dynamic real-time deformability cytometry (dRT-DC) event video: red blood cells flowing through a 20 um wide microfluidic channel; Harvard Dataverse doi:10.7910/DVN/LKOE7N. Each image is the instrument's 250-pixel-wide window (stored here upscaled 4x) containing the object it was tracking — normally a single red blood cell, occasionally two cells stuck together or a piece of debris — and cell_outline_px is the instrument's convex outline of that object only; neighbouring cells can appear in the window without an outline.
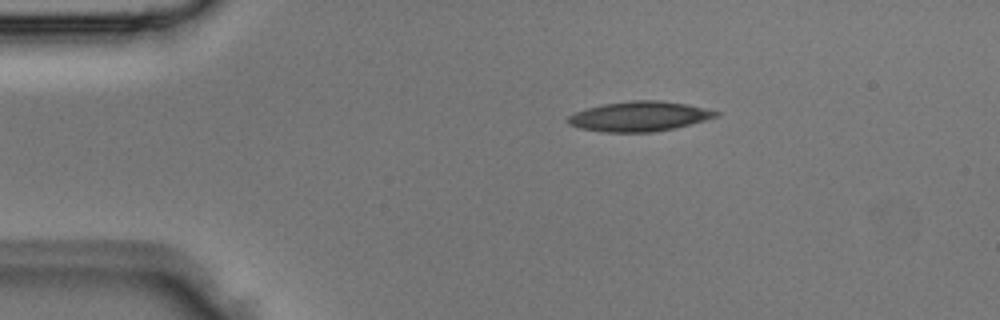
{"species": "Egyptian fruit bat (a non-hibernating species)", "species_latin": "Rousettus aegyptiacus", "temperature_condition": "room temperature", "stored_images_in_passage": 3, "segment_of_instrument_passage": [1, 2], "camera_frame_rate_fps": 3000, "um_per_image_px": 0.085, "animal": {"sex": "male"}, "frame": {"image": 1, "passage_image": 1, "time_ms": 0.0, "image_size_px": [1000, 320], "cell_outline_px": [[720, 112], [716, 116], [692, 124], [676, 128], [652, 132], [600, 132], [580, 128], [568, 124], [564, 120], [568, 116], [576, 112], [588, 108], [604, 104], [632, 100], [660, 100], [688, 104]], "centroid_in_image_um": [54.31, 9.9], "position_along_channel_um": 30.7, "area_um2": 25.78}}